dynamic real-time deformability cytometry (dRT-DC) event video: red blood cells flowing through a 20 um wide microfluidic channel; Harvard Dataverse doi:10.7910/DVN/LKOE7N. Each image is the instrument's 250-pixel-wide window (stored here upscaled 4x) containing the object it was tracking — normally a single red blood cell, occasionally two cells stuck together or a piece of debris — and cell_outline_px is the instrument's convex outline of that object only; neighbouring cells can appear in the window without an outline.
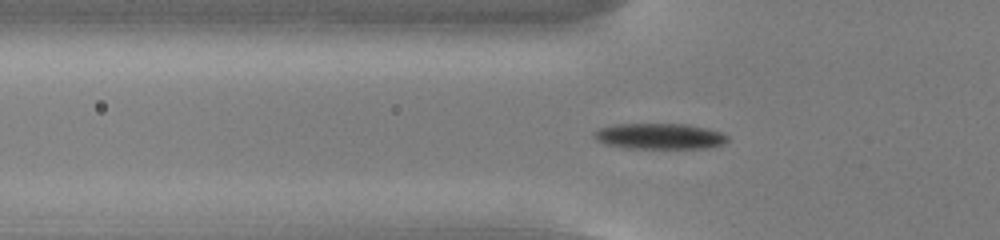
{"species": "common noctule bat (a hibernating species)", "species_latin": "Nyctalus noctula", "temperature_condition": "cold", "stored_images_in_passage": 55, "camera_frame_rate_fps": 3000, "um_per_image_px": 0.085, "animal": {"sex": "male", "body_mass_g": 13.0, "forearm_length_mm": 53.1}, "frame": {"image": 1, "passage_image": 19, "time_ms": 6.0, "image_size_px": [1000, 240], "cell_outline_px": [[728, 140], [724, 144], [708, 148], [628, 148], [604, 144], [596, 140], [592, 136], [592, 132], [596, 128], [616, 124], [688, 124], [708, 128], [720, 132], [728, 136]], "centroid_in_image_um": [56.03, 11.57], "position_along_channel_um": 69.8, "area_um2": 20.35}}
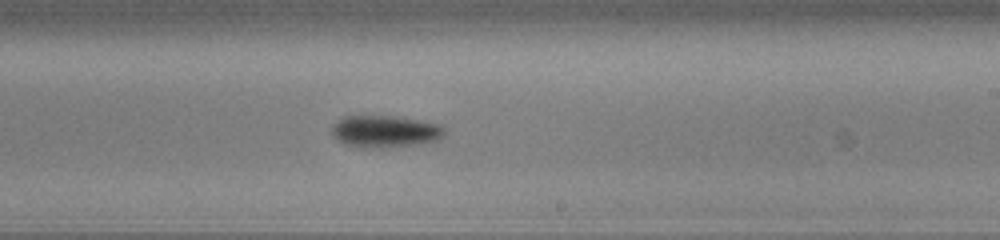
{"frame": {"image": 2, "passage_image": 34, "time_ms": 11.0, "image_size_px": [1000, 240], "cell_outline_px": [[444, 136], [440, 140], [424, 144], [388, 148], [360, 148], [344, 144], [336, 140], [332, 136], [332, 124], [344, 116], [396, 116], [420, 120], [440, 124], [444, 128]], "centroid_in_image_um": [32.74, 11.19], "position_along_channel_um": 256.3, "area_um2": 21.68}}
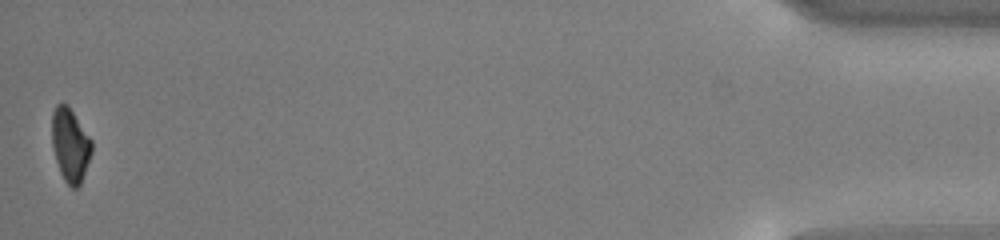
{"frame": {"image": 3, "passage_image": 55, "time_ms": 18.0, "image_size_px": [1000, 240], "cell_outline_px": [[92, 152], [80, 184], [76, 188], [72, 188], [64, 180], [60, 172], [52, 148], [52, 112], [56, 104], [68, 104], [92, 140]], "centroid_in_image_um": [5.96, 12.3], "position_along_channel_um": 429.2, "area_um2": 17.05}, "authors_computed_cell_mechanics": {"area_um2": 19.0162, "velocity_mm_per_s": 3.7603, "shape_relaxation_time_tau1_ms": 1.7188, "shape_relaxation_time_tau2_ms": null, "deformation_change_tau1": 0.1178, "deformation_change_tau2": null}}